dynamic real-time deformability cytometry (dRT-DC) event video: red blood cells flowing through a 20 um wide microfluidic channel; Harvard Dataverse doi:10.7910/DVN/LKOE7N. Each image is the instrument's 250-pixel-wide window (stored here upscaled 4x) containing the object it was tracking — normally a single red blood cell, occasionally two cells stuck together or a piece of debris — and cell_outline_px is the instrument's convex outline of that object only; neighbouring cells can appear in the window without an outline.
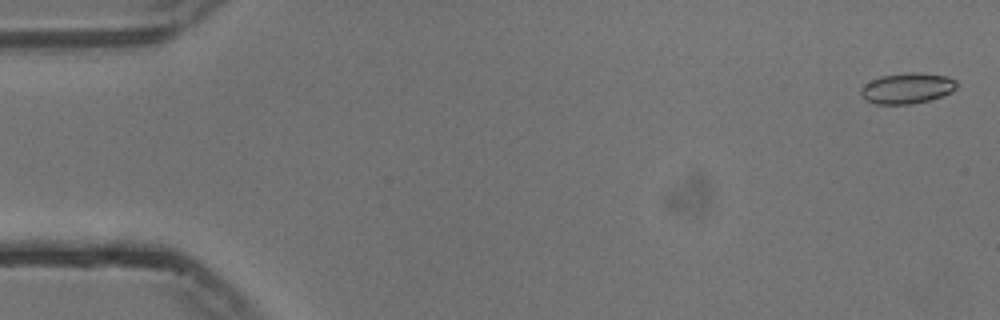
{"species": "common noctule bat (a hibernating species)", "species_latin": "Nyctalus noctula", "temperature_condition": "cold", "stored_images_in_passage": 55, "camera_frame_rate_fps": 3000, "um_per_image_px": 0.085, "animal": {"sex": "male", "body_mass_g": 13.3}, "frame": {"image": 1, "passage_image": 2, "time_ms": 0.333, "image_size_px": [1000, 320], "cell_outline_px": [[956, 88], [952, 92], [932, 100], [912, 104], [876, 104], [868, 100], [860, 92], [860, 88], [864, 84], [880, 76], [908, 72], [920, 72], [948, 76], [956, 80]], "centroid_in_image_um": [77.15, 7.49], "position_along_channel_um": 7.9, "area_um2": 17.28}}
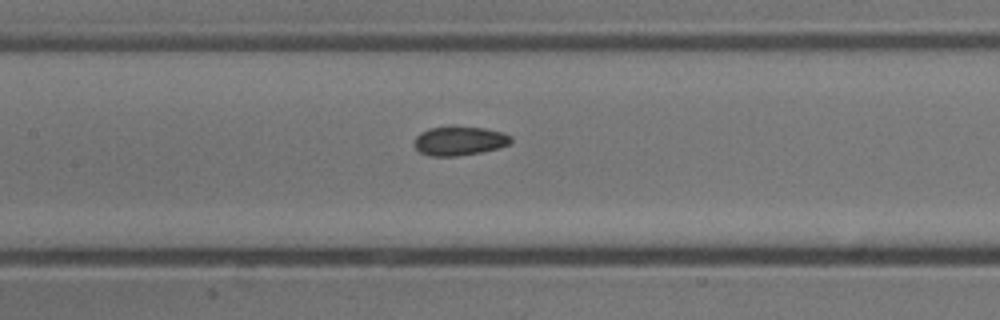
{"frame": {"image": 2, "passage_image": 26, "time_ms": 8.333, "image_size_px": [1000, 320], "cell_outline_px": [[512, 140], [508, 144], [500, 148], [480, 152], [456, 156], [432, 156], [420, 152], [412, 144], [416, 136], [420, 132], [428, 128], [484, 128], [504, 132], [512, 136]], "centroid_in_image_um": [39.05, 11.99], "position_along_channel_um": 168.4, "area_um2": 16.13}}
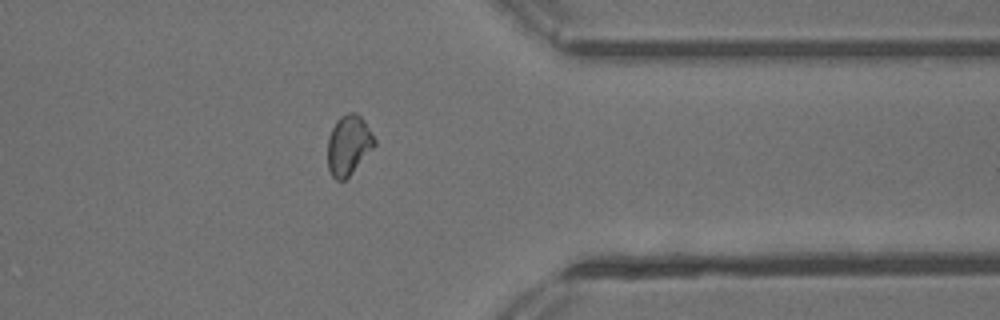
{"frame": {"image": 3, "passage_image": 44, "time_ms": 14.333, "image_size_px": [1000, 320], "cell_outline_px": [[376, 144], [352, 172], [344, 180], [336, 180], [332, 176], [328, 168], [328, 136], [336, 120], [340, 116], [348, 112], [356, 112], [364, 120], [376, 140]], "centroid_in_image_um": [29.62, 12.3], "position_along_channel_um": 381.8, "area_um2": 16.24}, "authors_computed_cell_mechanics": {"area_um2": 16.5886, "velocity_mm_per_s": 3.7548, "shape_relaxation_time_tau1_ms": null, "shape_relaxation_time_tau2_ms": 3.9814, "deformation_change_tau1": null, "deformation_change_tau2": 0.0697}}